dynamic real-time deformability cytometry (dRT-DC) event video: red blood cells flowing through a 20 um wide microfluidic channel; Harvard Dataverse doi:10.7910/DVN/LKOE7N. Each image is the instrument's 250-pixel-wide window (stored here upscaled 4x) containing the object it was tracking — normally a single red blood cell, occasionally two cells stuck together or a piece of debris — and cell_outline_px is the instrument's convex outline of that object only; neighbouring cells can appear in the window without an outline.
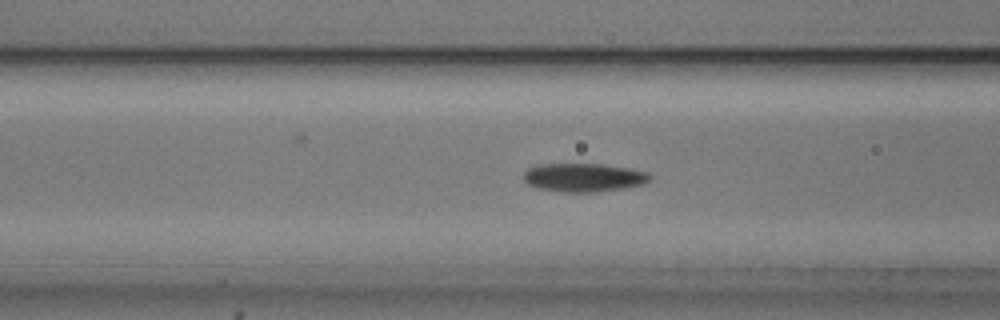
{"species": "common noctule bat (a hibernating species)", "species_latin": "Nyctalus noctula", "temperature_condition": "cold", "stored_images_in_passage": 53, "camera_frame_rate_fps": 3000, "um_per_image_px": 0.085, "animal": {"sex": "male", "body_mass_g": 20.5, "forearm_length_mm": 52.5}, "frame": {"image": 1, "passage_image": 20, "time_ms": 6.333, "image_size_px": [1000, 320], "cell_outline_px": [[652, 176], [644, 184], [628, 188], [596, 192], [560, 192], [536, 188], [528, 184], [524, 180], [524, 172], [528, 168], [536, 164], [600, 164], [628, 168], [648, 172]], "centroid_in_image_um": [49.6, 15.09], "position_along_channel_um": 117.0, "area_um2": 21.21}}
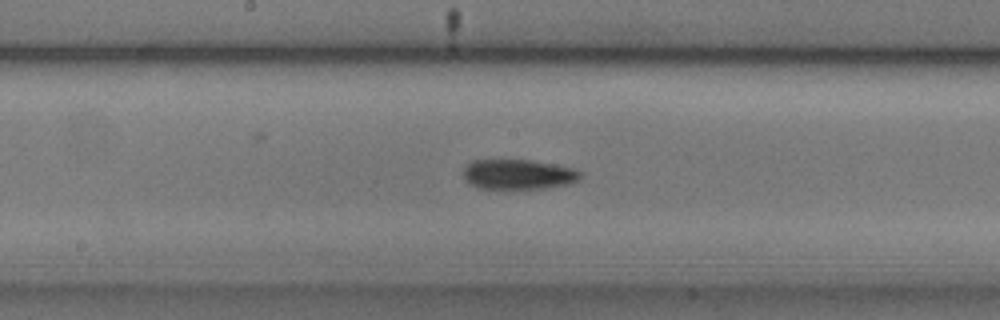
{"frame": {"image": 2, "passage_image": 27, "time_ms": 8.667, "image_size_px": [1000, 320], "cell_outline_px": [[580, 176], [572, 184], [544, 188], [480, 188], [472, 184], [464, 176], [464, 168], [472, 160], [532, 160], [556, 164], [572, 168], [580, 172]], "centroid_in_image_um": [44.08, 14.81], "position_along_channel_um": 204.1, "area_um2": 20.17}}
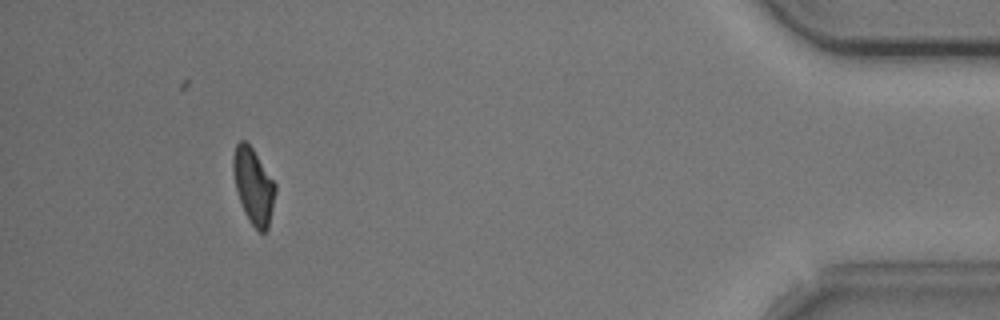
{"frame": {"image": 3, "passage_image": 49, "time_ms": 16.0, "image_size_px": [1000, 320], "cell_outline_px": [[276, 192], [268, 228], [264, 232], [260, 232], [248, 220], [244, 212], [236, 188], [232, 172], [232, 156], [236, 144], [240, 140], [244, 140], [252, 148], [276, 184]], "centroid_in_image_um": [21.53, 15.79], "position_along_channel_um": 413.7, "area_um2": 18.5}}